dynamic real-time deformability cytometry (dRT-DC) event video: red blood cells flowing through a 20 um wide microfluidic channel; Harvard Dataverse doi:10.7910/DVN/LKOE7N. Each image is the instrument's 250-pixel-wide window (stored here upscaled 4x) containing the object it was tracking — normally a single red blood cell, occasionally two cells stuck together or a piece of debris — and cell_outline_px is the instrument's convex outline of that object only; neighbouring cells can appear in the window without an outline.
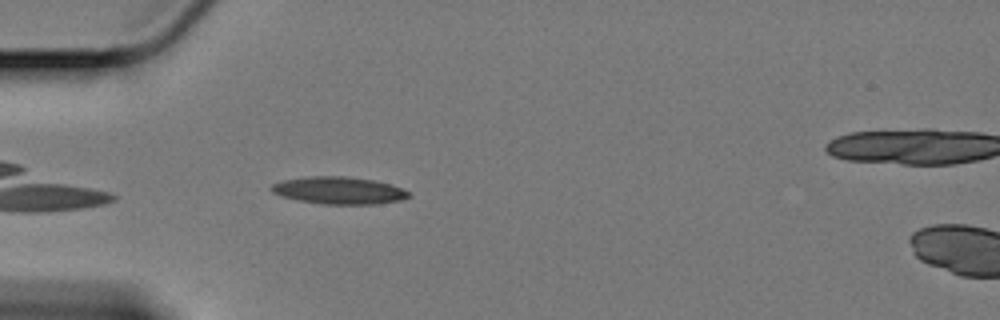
{"species": "Egyptian fruit bat (a non-hibernating species)", "species_latin": "Rousettus aegyptiacus", "temperature_condition": "cold", "stored_images_in_passage": 8, "camera_frame_rate_fps": 3000, "um_per_image_px": 0.085, "animal": {"sex": "female"}, "frame": {"image": 1, "passage_image": 3, "time_ms": 0.667, "image_size_px": [1000, 320], "cell_outline_px": [[412, 196], [400, 200], [376, 204], [320, 204], [296, 200], [280, 196], [272, 192], [268, 188], [272, 184], [284, 180], [308, 176], [344, 176], [372, 180], [388, 184], [400, 188], [408, 192]], "centroid_in_image_um": [28.74, 16.19], "position_along_channel_um": 56.3, "area_um2": 21.79}}
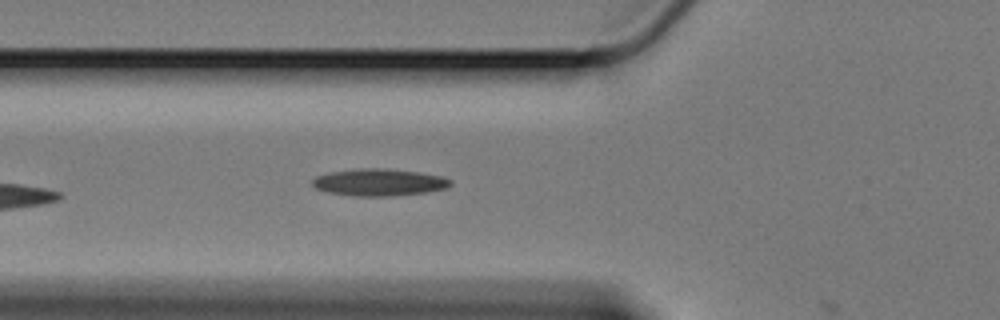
{"frame": {"image": 2, "passage_image": 7, "time_ms": 2.0, "image_size_px": [1000, 320], "cell_outline_px": [[452, 184], [448, 188], [424, 192], [392, 196], [352, 196], [328, 192], [316, 188], [312, 184], [312, 180], [316, 176], [328, 172], [360, 168], [388, 168], [420, 172], [444, 176], [452, 180]], "centroid_in_image_um": [32.25, 15.49], "position_along_channel_um": 93.6, "area_um2": 22.02}}